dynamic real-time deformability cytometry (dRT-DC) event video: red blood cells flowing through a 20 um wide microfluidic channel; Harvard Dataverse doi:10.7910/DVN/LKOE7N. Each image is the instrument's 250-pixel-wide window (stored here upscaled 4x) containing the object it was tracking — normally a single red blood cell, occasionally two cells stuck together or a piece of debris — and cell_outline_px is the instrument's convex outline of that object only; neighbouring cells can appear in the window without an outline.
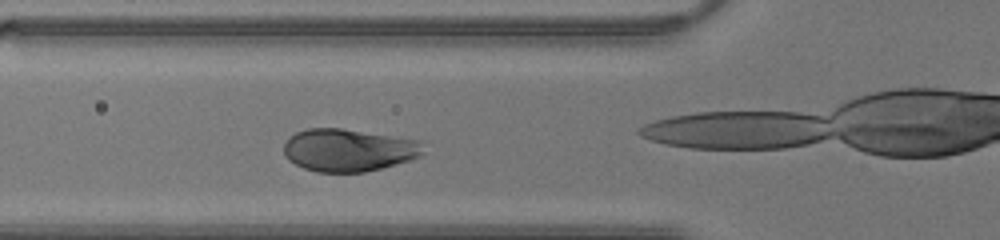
{"species": "human", "species_latin": "Homo sapiens", "temperature_condition": "warm", "stored_images_in_passage": 29, "camera_frame_rate_fps": 3000, "um_per_image_px": 0.085, "donor": {"sex": "male"}, "frame": {"image": 1, "passage_image": 9, "time_ms": 2.667, "image_size_px": [1000, 240], "cell_outline_px": [[424, 152], [420, 156], [396, 164], [364, 172], [316, 172], [304, 168], [288, 160], [284, 156], [284, 144], [296, 132], [308, 128], [340, 128], [424, 140]], "centroid_in_image_um": [29.66, 12.75], "position_along_channel_um": 96.1, "area_um2": 34.8}}
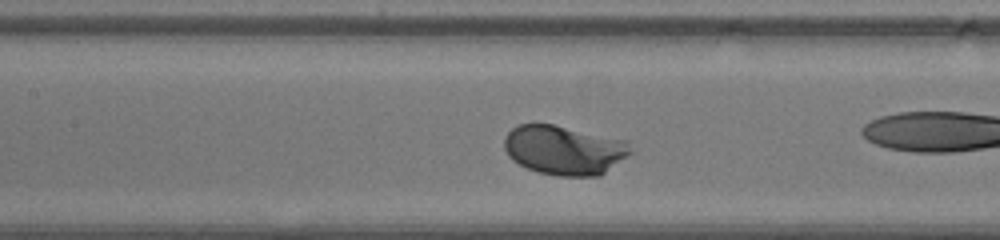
{"frame": {"image": 2, "passage_image": 13, "time_ms": 4.0, "image_size_px": [1000, 240], "cell_outline_px": [[632, 152], [600, 176], [560, 176], [540, 172], [528, 168], [512, 160], [508, 156], [504, 148], [504, 136], [516, 124], [552, 124], [628, 140]], "centroid_in_image_um": [47.95, 12.74], "position_along_channel_um": 159.5, "area_um2": 36.36}}